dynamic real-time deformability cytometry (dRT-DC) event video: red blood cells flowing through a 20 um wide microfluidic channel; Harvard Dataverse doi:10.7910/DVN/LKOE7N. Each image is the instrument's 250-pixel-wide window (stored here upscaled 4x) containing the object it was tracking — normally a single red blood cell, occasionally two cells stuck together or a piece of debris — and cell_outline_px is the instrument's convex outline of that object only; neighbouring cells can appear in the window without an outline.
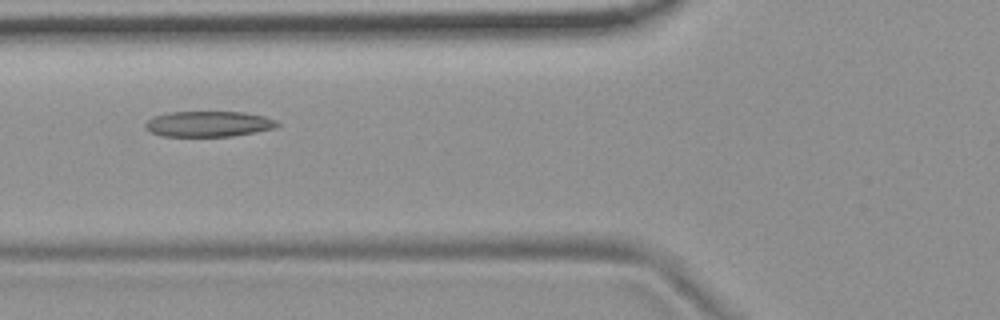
{"species": "common noctule bat (a hibernating species)", "species_latin": "Nyctalus noctula", "temperature_condition": "room temperature", "stored_images_in_passage": 8, "camera_frame_rate_fps": 3000, "um_per_image_px": 0.085, "animal": {"sex": "female", "body_mass_g": 19.9}, "frame": {"image": 1, "passage_image": 6, "time_ms": 6.0, "image_size_px": [1000, 320], "cell_outline_px": [[280, 124], [276, 128], [232, 136], [164, 136], [152, 132], [144, 128], [144, 124], [152, 116], [168, 112], [244, 112], [264, 116], [276, 120]], "centroid_in_image_um": [17.72, 10.53], "position_along_channel_um": 108.1, "area_um2": 19.71}}
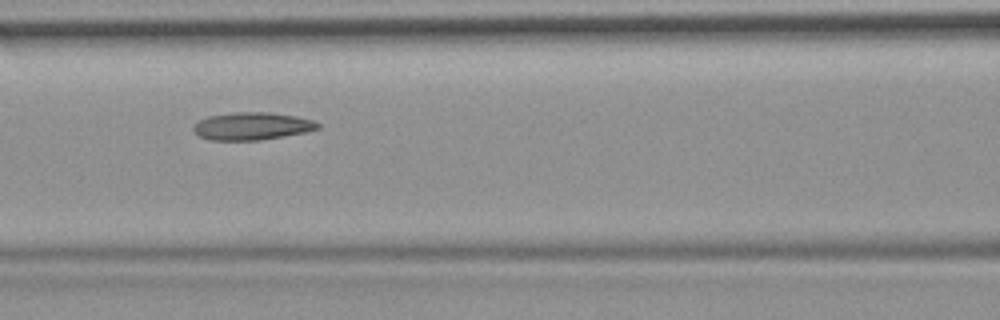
{"frame": {"image": 2, "passage_image": 7, "time_ms": 7.0, "image_size_px": [1000, 320], "cell_outline_px": [[320, 128], [308, 132], [260, 140], [208, 140], [200, 136], [192, 128], [200, 120], [208, 116], [232, 112], [268, 112], [296, 116], [312, 120], [320, 124]], "centroid_in_image_um": [21.45, 10.72], "position_along_channel_um": 145.2, "area_um2": 20.0}}